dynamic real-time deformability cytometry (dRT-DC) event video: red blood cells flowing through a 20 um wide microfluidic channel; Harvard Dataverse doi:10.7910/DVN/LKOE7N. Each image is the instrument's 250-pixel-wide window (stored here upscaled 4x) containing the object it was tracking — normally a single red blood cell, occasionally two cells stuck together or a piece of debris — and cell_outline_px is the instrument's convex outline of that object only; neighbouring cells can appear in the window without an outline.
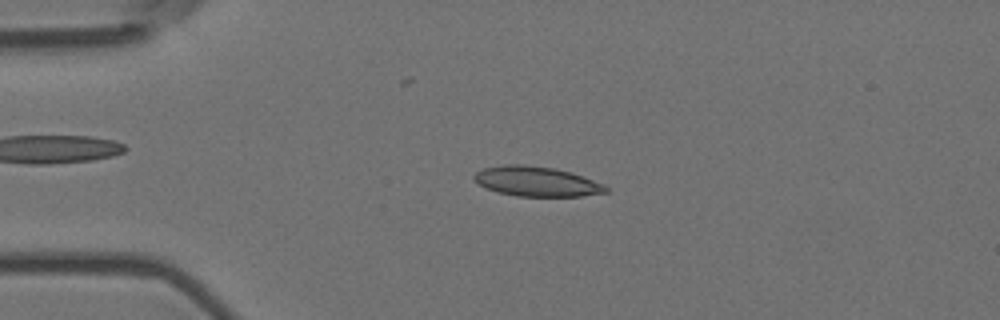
{"species": "Egyptian fruit bat (a non-hibernating species)", "species_latin": "Rousettus aegyptiacus", "temperature_condition": "room temperature", "stored_images_in_passage": 54, "camera_frame_rate_fps": 3000, "um_per_image_px": 0.085, "animal": {"sex": "female"}, "frame": {"image": 1, "passage_image": 12, "time_ms": 3.667, "image_size_px": [1000, 320], "cell_outline_px": [[608, 192], [580, 196], [516, 196], [496, 192], [480, 184], [472, 176], [476, 172], [484, 168], [504, 164], [524, 164], [552, 168], [572, 172], [604, 184], [608, 188]], "centroid_in_image_um": [45.62, 15.42], "position_along_channel_um": 39.4, "area_um2": 22.83}}
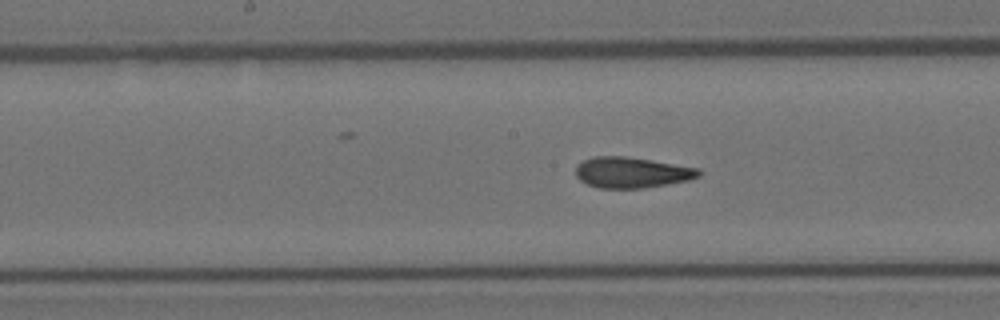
{"frame": {"image": 2, "passage_image": 27, "time_ms": 8.667, "image_size_px": [1000, 320], "cell_outline_px": [[704, 172], [700, 176], [688, 180], [644, 188], [600, 188], [588, 184], [580, 180], [576, 176], [576, 164], [592, 156], [624, 156], [652, 160], [700, 168]], "centroid_in_image_um": [53.71, 14.65], "position_along_channel_um": 194.5, "area_um2": 22.2}}
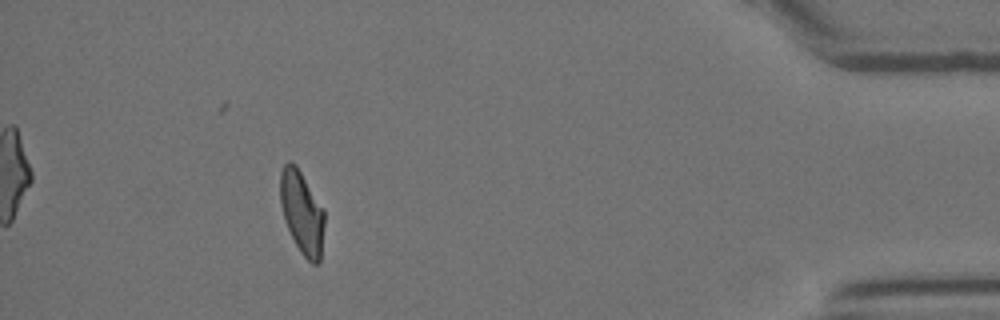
{"frame": {"image": 3, "passage_image": 49, "time_ms": 16.0, "image_size_px": [1000, 320], "cell_outline_px": [[324, 224], [320, 260], [316, 264], [312, 264], [300, 252], [284, 220], [280, 204], [280, 172], [284, 164], [288, 160], [292, 160], [296, 164], [324, 208]], "centroid_in_image_um": [25.65, 18.01], "position_along_channel_um": 409.5, "area_um2": 21.5}, "authors_computed_cell_mechanics": {"area_um2": 22.1952, "velocity_mm_per_s": 3.6971, "shape_relaxation_time_tau1_ms": 9.7024, "shape_relaxation_time_tau2_ms": 1.6453, "deformation_change_tau1": 0.2388, "deformation_change_tau2": 0.0848}}